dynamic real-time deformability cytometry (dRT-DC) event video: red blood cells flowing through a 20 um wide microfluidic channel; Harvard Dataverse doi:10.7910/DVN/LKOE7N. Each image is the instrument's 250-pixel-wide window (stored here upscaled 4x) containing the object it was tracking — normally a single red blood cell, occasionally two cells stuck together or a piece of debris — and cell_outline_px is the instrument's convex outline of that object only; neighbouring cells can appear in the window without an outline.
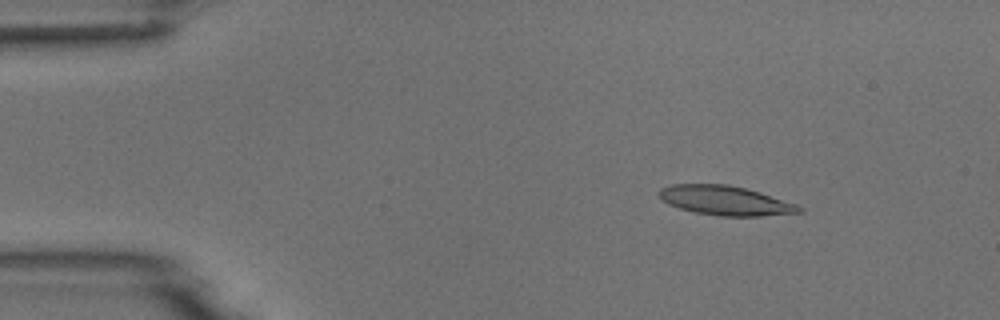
{"species": "common noctule bat (a hibernating species)", "species_latin": "Nyctalus noctula", "temperature_condition": "room temperature", "stored_images_in_passage": 4, "camera_frame_rate_fps": 3000, "um_per_image_px": 0.085, "animal": {"sex": "male", "body_mass_g": 18.8}, "frame": {"image": 1, "passage_image": 2, "time_ms": 1.0, "image_size_px": [1000, 320], "cell_outline_px": [[804, 212], [760, 216], [720, 216], [696, 212], [680, 208], [668, 204], [660, 200], [656, 192], [660, 188], [672, 184], [728, 184], [760, 192], [796, 204], [804, 208]], "centroid_in_image_um": [61.62, 17.04], "position_along_channel_um": 23.4, "area_um2": 24.1}}